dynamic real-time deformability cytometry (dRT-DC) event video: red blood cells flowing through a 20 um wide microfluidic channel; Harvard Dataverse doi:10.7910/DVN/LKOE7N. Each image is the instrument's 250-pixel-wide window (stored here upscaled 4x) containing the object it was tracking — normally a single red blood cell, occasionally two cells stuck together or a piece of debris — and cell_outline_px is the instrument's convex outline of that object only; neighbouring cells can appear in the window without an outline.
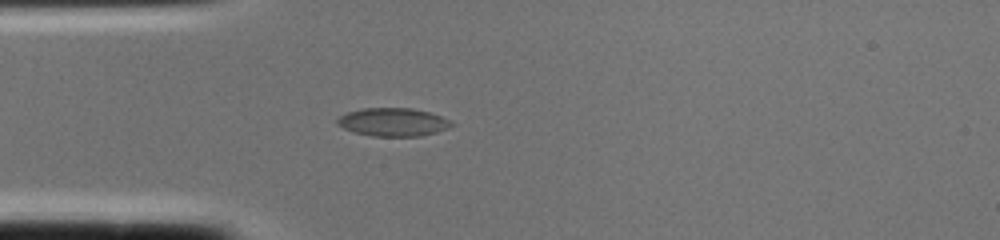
{"species": "common noctule bat (a hibernating species)", "species_latin": "Nyctalus noctula", "temperature_condition": "cold", "stored_images_in_passage": 3, "camera_frame_rate_fps": 3000, "um_per_image_px": 0.085, "animal": {"sex": "female", "body_mass_g": 22.0, "forearm_length_mm": 56.7}, "frame": {"image": 1, "passage_image": 2, "time_ms": 0.333, "image_size_px": [1000, 240], "cell_outline_px": [[456, 124], [448, 128], [436, 132], [420, 136], [372, 136], [352, 132], [336, 124], [336, 120], [340, 116], [348, 112], [364, 108], [412, 108], [428, 112], [452, 120]], "centroid_in_image_um": [33.42, 10.38], "position_along_channel_um": 51.6, "area_um2": 18.84}}